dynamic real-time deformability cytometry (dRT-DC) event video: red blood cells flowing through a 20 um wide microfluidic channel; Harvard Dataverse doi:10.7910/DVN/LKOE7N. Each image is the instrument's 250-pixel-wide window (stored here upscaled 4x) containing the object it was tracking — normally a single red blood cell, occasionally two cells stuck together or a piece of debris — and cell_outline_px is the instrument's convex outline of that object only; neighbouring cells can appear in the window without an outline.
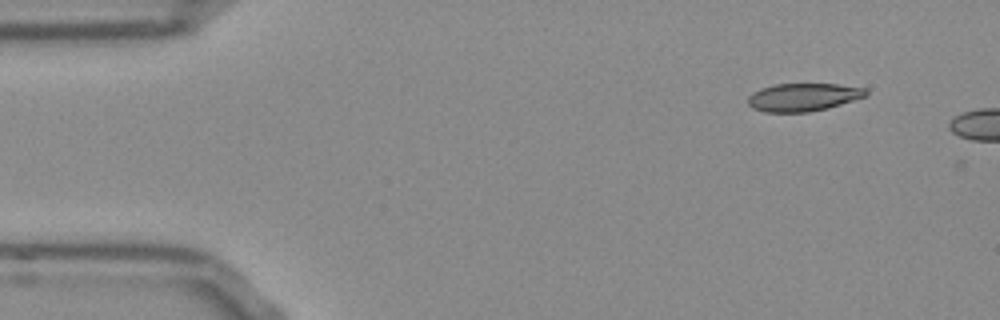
{"species": "Egyptian fruit bat (a non-hibernating species)", "species_latin": "Rousettus aegyptiacus", "temperature_condition": "room temperature", "stored_images_in_passage": 5, "camera_frame_rate_fps": 3000, "um_per_image_px": 0.085, "frame": {"image": 1, "passage_image": 1, "time_ms": 0.0, "image_size_px": [1000, 320], "cell_outline_px": [[868, 96], [828, 108], [808, 112], [764, 112], [752, 108], [748, 104], [748, 96], [752, 92], [760, 88], [772, 84], [836, 84], [864, 88], [868, 92]], "centroid_in_image_um": [68.25, 8.26], "position_along_channel_um": 16.8, "area_um2": 19.36}}